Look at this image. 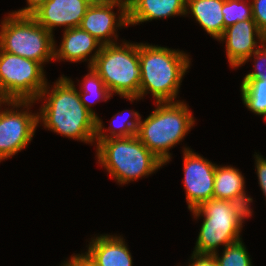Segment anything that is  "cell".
<instances>
[{"instance_id":"cell-1","label":"cell","mask_w":266,"mask_h":266,"mask_svg":"<svg viewBox=\"0 0 266 266\" xmlns=\"http://www.w3.org/2000/svg\"><path fill=\"white\" fill-rule=\"evenodd\" d=\"M50 88L46 85L35 100L42 101L44 97L45 101L37 113L38 122L42 121L45 128L62 136L85 143L94 142L97 118L82 104L74 82L63 75L51 91Z\"/></svg>"},{"instance_id":"cell-2","label":"cell","mask_w":266,"mask_h":266,"mask_svg":"<svg viewBox=\"0 0 266 266\" xmlns=\"http://www.w3.org/2000/svg\"><path fill=\"white\" fill-rule=\"evenodd\" d=\"M188 56L178 49L139 43V99L150 91L156 102H173L191 64Z\"/></svg>"},{"instance_id":"cell-3","label":"cell","mask_w":266,"mask_h":266,"mask_svg":"<svg viewBox=\"0 0 266 266\" xmlns=\"http://www.w3.org/2000/svg\"><path fill=\"white\" fill-rule=\"evenodd\" d=\"M156 106L144 121L140 119L136 136L166 165L169 150L184 139L195 120L184 102H156Z\"/></svg>"},{"instance_id":"cell-4","label":"cell","mask_w":266,"mask_h":266,"mask_svg":"<svg viewBox=\"0 0 266 266\" xmlns=\"http://www.w3.org/2000/svg\"><path fill=\"white\" fill-rule=\"evenodd\" d=\"M95 141L98 162L119 184L148 176L164 165L136 135Z\"/></svg>"},{"instance_id":"cell-5","label":"cell","mask_w":266,"mask_h":266,"mask_svg":"<svg viewBox=\"0 0 266 266\" xmlns=\"http://www.w3.org/2000/svg\"><path fill=\"white\" fill-rule=\"evenodd\" d=\"M123 43L103 45L91 67L112 95L115 93L132 102L139 99V44Z\"/></svg>"},{"instance_id":"cell-6","label":"cell","mask_w":266,"mask_h":266,"mask_svg":"<svg viewBox=\"0 0 266 266\" xmlns=\"http://www.w3.org/2000/svg\"><path fill=\"white\" fill-rule=\"evenodd\" d=\"M53 36L32 16L9 13L1 22L0 49L44 65L54 60Z\"/></svg>"},{"instance_id":"cell-7","label":"cell","mask_w":266,"mask_h":266,"mask_svg":"<svg viewBox=\"0 0 266 266\" xmlns=\"http://www.w3.org/2000/svg\"><path fill=\"white\" fill-rule=\"evenodd\" d=\"M190 211L196 219L204 218L193 253L213 255L219 246L226 247L241 240L243 226L237 221L228 200L212 198Z\"/></svg>"},{"instance_id":"cell-8","label":"cell","mask_w":266,"mask_h":266,"mask_svg":"<svg viewBox=\"0 0 266 266\" xmlns=\"http://www.w3.org/2000/svg\"><path fill=\"white\" fill-rule=\"evenodd\" d=\"M47 83L41 63L0 49V94L7 101H35Z\"/></svg>"},{"instance_id":"cell-9","label":"cell","mask_w":266,"mask_h":266,"mask_svg":"<svg viewBox=\"0 0 266 266\" xmlns=\"http://www.w3.org/2000/svg\"><path fill=\"white\" fill-rule=\"evenodd\" d=\"M33 103L35 101H7L8 107L13 108L0 110V162L24 149L32 140L39 124L38 114L28 111ZM21 106L23 110L19 111L17 108Z\"/></svg>"},{"instance_id":"cell-10","label":"cell","mask_w":266,"mask_h":266,"mask_svg":"<svg viewBox=\"0 0 266 266\" xmlns=\"http://www.w3.org/2000/svg\"><path fill=\"white\" fill-rule=\"evenodd\" d=\"M183 149V183L188 209L192 210L213 198L216 164L193 152L190 148Z\"/></svg>"},{"instance_id":"cell-11","label":"cell","mask_w":266,"mask_h":266,"mask_svg":"<svg viewBox=\"0 0 266 266\" xmlns=\"http://www.w3.org/2000/svg\"><path fill=\"white\" fill-rule=\"evenodd\" d=\"M114 6H118L120 11V16L118 15L117 18L113 12ZM122 26H128L127 1L90 4L79 27L90 33L102 45H107L116 42L114 41L115 38L118 39L116 29ZM113 36L114 39H110Z\"/></svg>"},{"instance_id":"cell-12","label":"cell","mask_w":266,"mask_h":266,"mask_svg":"<svg viewBox=\"0 0 266 266\" xmlns=\"http://www.w3.org/2000/svg\"><path fill=\"white\" fill-rule=\"evenodd\" d=\"M224 40L228 62L236 69L260 47L258 43L266 42V36L253 19H247L225 28L219 41Z\"/></svg>"},{"instance_id":"cell-13","label":"cell","mask_w":266,"mask_h":266,"mask_svg":"<svg viewBox=\"0 0 266 266\" xmlns=\"http://www.w3.org/2000/svg\"><path fill=\"white\" fill-rule=\"evenodd\" d=\"M90 4L88 0H47L32 17L53 34L57 26L64 29L79 27Z\"/></svg>"},{"instance_id":"cell-14","label":"cell","mask_w":266,"mask_h":266,"mask_svg":"<svg viewBox=\"0 0 266 266\" xmlns=\"http://www.w3.org/2000/svg\"><path fill=\"white\" fill-rule=\"evenodd\" d=\"M64 30L60 48L57 49L56 43H54V59L79 62L81 60L86 61L87 57L91 56L87 60L89 61L88 68H90L103 46L102 43L80 27ZM92 51L94 54L90 55Z\"/></svg>"},{"instance_id":"cell-15","label":"cell","mask_w":266,"mask_h":266,"mask_svg":"<svg viewBox=\"0 0 266 266\" xmlns=\"http://www.w3.org/2000/svg\"><path fill=\"white\" fill-rule=\"evenodd\" d=\"M85 256L96 266H132V256L121 236L92 238Z\"/></svg>"},{"instance_id":"cell-16","label":"cell","mask_w":266,"mask_h":266,"mask_svg":"<svg viewBox=\"0 0 266 266\" xmlns=\"http://www.w3.org/2000/svg\"><path fill=\"white\" fill-rule=\"evenodd\" d=\"M186 15V0H127L128 25Z\"/></svg>"},{"instance_id":"cell-17","label":"cell","mask_w":266,"mask_h":266,"mask_svg":"<svg viewBox=\"0 0 266 266\" xmlns=\"http://www.w3.org/2000/svg\"><path fill=\"white\" fill-rule=\"evenodd\" d=\"M224 1L225 0H186V15L191 13L210 36L219 40L224 33V19L222 13Z\"/></svg>"},{"instance_id":"cell-18","label":"cell","mask_w":266,"mask_h":266,"mask_svg":"<svg viewBox=\"0 0 266 266\" xmlns=\"http://www.w3.org/2000/svg\"><path fill=\"white\" fill-rule=\"evenodd\" d=\"M244 184V177L239 169L216 165L213 198L229 200L245 191Z\"/></svg>"},{"instance_id":"cell-19","label":"cell","mask_w":266,"mask_h":266,"mask_svg":"<svg viewBox=\"0 0 266 266\" xmlns=\"http://www.w3.org/2000/svg\"><path fill=\"white\" fill-rule=\"evenodd\" d=\"M90 72L85 75L83 78V86L81 85L79 96L82 104L96 117L98 118L97 114L94 110H92L91 106L95 103V100H104L107 101L109 98L112 97L109 89L105 86L104 81L100 78V76L93 70L92 67L89 68ZM95 97L93 102L90 100V97ZM89 97V99L87 98ZM98 98V99H97ZM92 99V98H91Z\"/></svg>"},{"instance_id":"cell-20","label":"cell","mask_w":266,"mask_h":266,"mask_svg":"<svg viewBox=\"0 0 266 266\" xmlns=\"http://www.w3.org/2000/svg\"><path fill=\"white\" fill-rule=\"evenodd\" d=\"M240 89L242 101L248 110L266 118V81L242 80Z\"/></svg>"},{"instance_id":"cell-21","label":"cell","mask_w":266,"mask_h":266,"mask_svg":"<svg viewBox=\"0 0 266 266\" xmlns=\"http://www.w3.org/2000/svg\"><path fill=\"white\" fill-rule=\"evenodd\" d=\"M118 115H122V114L121 113L116 114L111 121L113 124L112 125L113 127L109 126L110 135H105L104 131H107V129L104 130L103 121L99 117L97 118V129H96L95 139L132 137L136 135L137 130H138V125L141 119L140 114L138 112L132 111L128 116V118H131V119L130 120L128 118L122 119V122H120L121 120L118 122L117 120L119 119ZM132 118L134 120H132ZM113 122L116 123L115 126Z\"/></svg>"},{"instance_id":"cell-22","label":"cell","mask_w":266,"mask_h":266,"mask_svg":"<svg viewBox=\"0 0 266 266\" xmlns=\"http://www.w3.org/2000/svg\"><path fill=\"white\" fill-rule=\"evenodd\" d=\"M213 257L218 266H252L250 255L241 240L224 247L220 257L218 251Z\"/></svg>"},{"instance_id":"cell-23","label":"cell","mask_w":266,"mask_h":266,"mask_svg":"<svg viewBox=\"0 0 266 266\" xmlns=\"http://www.w3.org/2000/svg\"><path fill=\"white\" fill-rule=\"evenodd\" d=\"M225 0L222 13L225 28L234 25L237 22L253 19L252 6L249 0Z\"/></svg>"},{"instance_id":"cell-24","label":"cell","mask_w":266,"mask_h":266,"mask_svg":"<svg viewBox=\"0 0 266 266\" xmlns=\"http://www.w3.org/2000/svg\"><path fill=\"white\" fill-rule=\"evenodd\" d=\"M266 42H264L249 58L241 65L245 64L252 57L254 58L255 70L249 72L243 80H262L266 81Z\"/></svg>"},{"instance_id":"cell-25","label":"cell","mask_w":266,"mask_h":266,"mask_svg":"<svg viewBox=\"0 0 266 266\" xmlns=\"http://www.w3.org/2000/svg\"><path fill=\"white\" fill-rule=\"evenodd\" d=\"M253 199L251 197H247L245 191L235 195L233 198L229 199V205L235 213L237 217V221L242 226L244 219L252 216V209L250 208V204Z\"/></svg>"},{"instance_id":"cell-26","label":"cell","mask_w":266,"mask_h":266,"mask_svg":"<svg viewBox=\"0 0 266 266\" xmlns=\"http://www.w3.org/2000/svg\"><path fill=\"white\" fill-rule=\"evenodd\" d=\"M253 20L258 29L266 36V0H252Z\"/></svg>"},{"instance_id":"cell-27","label":"cell","mask_w":266,"mask_h":266,"mask_svg":"<svg viewBox=\"0 0 266 266\" xmlns=\"http://www.w3.org/2000/svg\"><path fill=\"white\" fill-rule=\"evenodd\" d=\"M255 165L258 176L259 185L261 187L262 192L266 197V159L263 156L256 154L255 155Z\"/></svg>"},{"instance_id":"cell-28","label":"cell","mask_w":266,"mask_h":266,"mask_svg":"<svg viewBox=\"0 0 266 266\" xmlns=\"http://www.w3.org/2000/svg\"><path fill=\"white\" fill-rule=\"evenodd\" d=\"M47 0H27L28 7L19 9L18 11L11 12L20 16H32L37 10H39Z\"/></svg>"},{"instance_id":"cell-29","label":"cell","mask_w":266,"mask_h":266,"mask_svg":"<svg viewBox=\"0 0 266 266\" xmlns=\"http://www.w3.org/2000/svg\"><path fill=\"white\" fill-rule=\"evenodd\" d=\"M191 259L192 263L188 266H218L213 255H200L193 253Z\"/></svg>"},{"instance_id":"cell-30","label":"cell","mask_w":266,"mask_h":266,"mask_svg":"<svg viewBox=\"0 0 266 266\" xmlns=\"http://www.w3.org/2000/svg\"><path fill=\"white\" fill-rule=\"evenodd\" d=\"M62 266H81V254H77L70 257V260H67Z\"/></svg>"},{"instance_id":"cell-31","label":"cell","mask_w":266,"mask_h":266,"mask_svg":"<svg viewBox=\"0 0 266 266\" xmlns=\"http://www.w3.org/2000/svg\"><path fill=\"white\" fill-rule=\"evenodd\" d=\"M81 266H96L83 253L81 254Z\"/></svg>"},{"instance_id":"cell-32","label":"cell","mask_w":266,"mask_h":266,"mask_svg":"<svg viewBox=\"0 0 266 266\" xmlns=\"http://www.w3.org/2000/svg\"><path fill=\"white\" fill-rule=\"evenodd\" d=\"M91 4H96V3H113L116 1H127V0H88Z\"/></svg>"},{"instance_id":"cell-33","label":"cell","mask_w":266,"mask_h":266,"mask_svg":"<svg viewBox=\"0 0 266 266\" xmlns=\"http://www.w3.org/2000/svg\"><path fill=\"white\" fill-rule=\"evenodd\" d=\"M6 102H7V100L0 94V106L2 103L5 104Z\"/></svg>"}]
</instances>
